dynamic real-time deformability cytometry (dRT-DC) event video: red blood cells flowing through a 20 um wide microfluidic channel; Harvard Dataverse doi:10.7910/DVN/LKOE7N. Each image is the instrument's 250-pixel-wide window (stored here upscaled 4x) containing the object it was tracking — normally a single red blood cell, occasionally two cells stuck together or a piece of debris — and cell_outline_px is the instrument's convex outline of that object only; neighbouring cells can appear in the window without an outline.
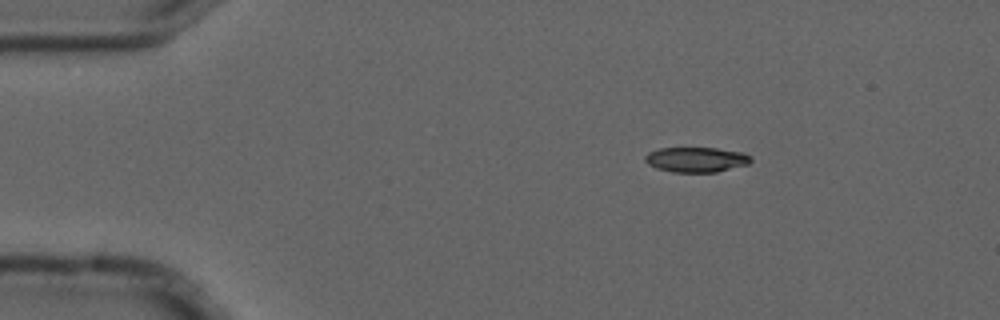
{"species": "common noctule bat (a hibernating species)", "species_latin": "Nyctalus noctula", "temperature_condition": "cold", "stored_images_in_passage": 3, "camera_frame_rate_fps": 3000, "um_per_image_px": 0.085, "animal": {"sex": "male", "forearm_length_mm": 52.5}, "frame": {"image": 1, "passage_image": 1, "time_ms": 0.0, "image_size_px": [1000, 320], "cell_outline_px": [[752, 160], [748, 164], [716, 172], [672, 172], [656, 168], [648, 164], [644, 160], [644, 156], [648, 152], [660, 148], [716, 148], [744, 152], [752, 156]], "centroid_in_image_um": [59.18, 13.56], "position_along_channel_um": 25.8, "area_um2": 15.55}}